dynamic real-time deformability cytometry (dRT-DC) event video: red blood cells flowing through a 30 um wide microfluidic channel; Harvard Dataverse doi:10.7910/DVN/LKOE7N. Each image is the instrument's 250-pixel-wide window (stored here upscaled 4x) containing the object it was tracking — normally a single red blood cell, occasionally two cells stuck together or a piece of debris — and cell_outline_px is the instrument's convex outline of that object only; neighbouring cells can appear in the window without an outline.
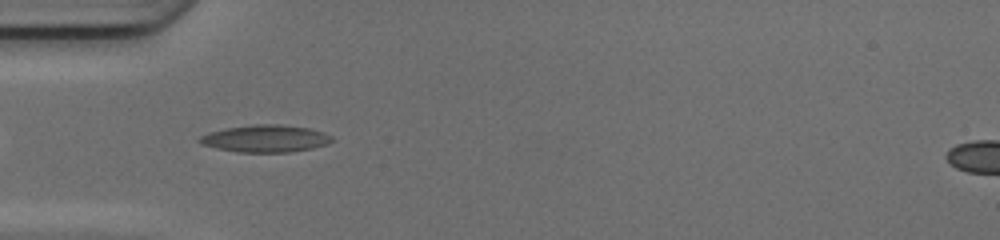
{"species": "common noctule bat (a hibernating species)", "species_latin": "Nyctalus noctula", "temperature_condition": "cold", "stored_images_in_passage": 28, "camera_frame_rate_fps": 3000, "um_per_image_px": 0.085, "animal": {"sex": "female", "body_mass_g": 17.0, "forearm_length_mm": 48.0}, "frame": {"image": 1, "passage_image": 3, "time_ms": 0.667, "image_size_px": [1000, 240], "cell_outline_px": [[332, 140], [328, 144], [312, 148], [288, 152], [240, 152], [216, 148], [200, 144], [196, 140], [200, 136], [208, 132], [228, 128], [256, 124], [280, 124], [308, 128], [324, 132], [332, 136]], "centroid_in_image_um": [22.54, 11.78], "position_along_channel_um": 62.5, "area_um2": 20.92}}
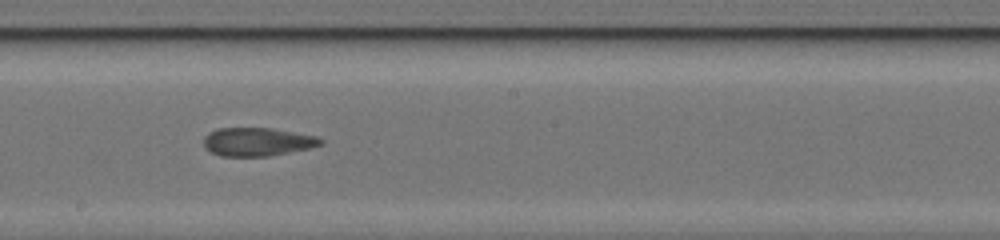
{"frame": {"image": 2, "passage_image": 15, "time_ms": 4.667, "image_size_px": [1000, 240], "cell_outline_px": [[324, 144], [308, 148], [268, 156], [220, 156], [204, 148], [204, 136], [208, 132], [220, 128], [272, 128], [316, 136], [324, 140]], "centroid_in_image_um": [21.86, 12.05], "position_along_channel_um": 226.3, "area_um2": 19.31}}
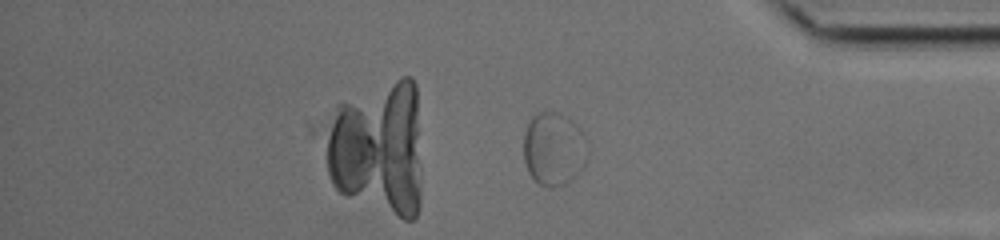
{"frame": {"image": 3, "passage_image": 28, "time_ms": 9.0, "image_size_px": [1000, 240], "cell_outline_px": [[588, 156], [584, 164], [564, 184], [552, 188], [548, 188], [540, 184], [528, 172], [524, 160], [524, 132], [532, 116], [548, 108], [560, 112], [572, 120], [580, 128], [588, 144]], "centroid_in_image_um": [47.07, 12.59], "position_along_channel_um": 388.1, "area_um2": 27.57}}